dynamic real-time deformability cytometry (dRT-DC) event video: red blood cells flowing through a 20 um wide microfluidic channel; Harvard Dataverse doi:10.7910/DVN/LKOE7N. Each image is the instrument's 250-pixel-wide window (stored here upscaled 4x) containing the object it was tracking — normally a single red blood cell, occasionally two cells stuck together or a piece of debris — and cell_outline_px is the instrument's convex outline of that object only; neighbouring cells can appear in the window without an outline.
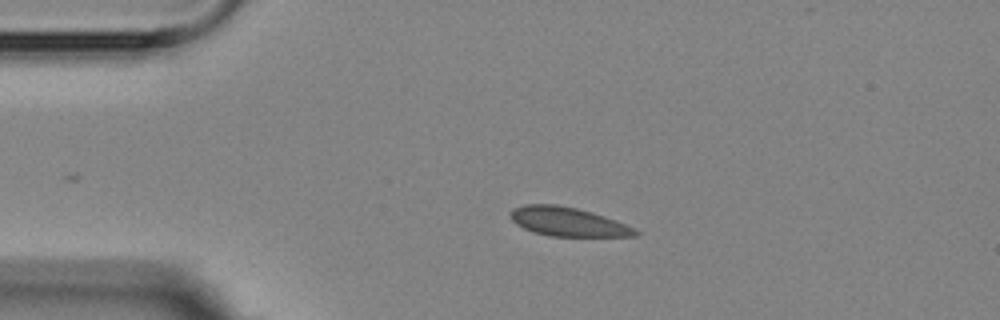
{"species": "Egyptian fruit bat (a non-hibernating species)", "species_latin": "Rousettus aegyptiacus", "temperature_condition": "room temperature", "stored_images_in_passage": 3, "camera_frame_rate_fps": 3000, "um_per_image_px": 0.085, "animal": {"sex": "female"}, "frame": {"image": 1, "passage_image": 3, "time_ms": 2.333, "image_size_px": [1000, 320], "cell_outline_px": [[640, 236], [548, 236], [532, 232], [516, 224], [512, 220], [508, 212], [512, 208], [524, 204], [556, 204], [576, 208], [592, 212], [604, 216], [624, 224], [640, 232]], "centroid_in_image_um": [48.2, 18.84], "position_along_channel_um": 36.8, "area_um2": 21.1}}